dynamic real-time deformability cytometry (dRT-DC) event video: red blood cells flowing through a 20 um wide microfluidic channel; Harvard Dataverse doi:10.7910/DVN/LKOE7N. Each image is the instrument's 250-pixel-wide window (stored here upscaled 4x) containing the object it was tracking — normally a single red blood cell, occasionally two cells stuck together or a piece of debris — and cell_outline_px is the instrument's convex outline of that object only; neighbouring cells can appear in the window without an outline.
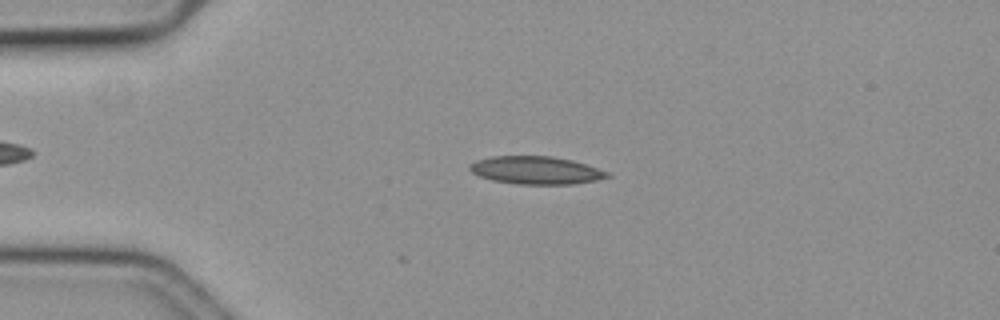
{"species": "common noctule bat (a hibernating species)", "species_latin": "Nyctalus noctula", "temperature_condition": "cold", "stored_images_in_passage": 13, "camera_frame_rate_fps": 3000, "um_per_image_px": 0.085, "animal": {"sex": "female", "body_mass_g": 19.3, "forearm_length_mm": 54.1}, "frame": {"image": 1, "passage_image": 1, "time_ms": 0.0, "image_size_px": [1000, 320], "cell_outline_px": [[612, 176], [596, 180], [572, 184], [520, 184], [492, 180], [480, 176], [472, 172], [468, 168], [468, 164], [476, 160], [492, 156], [552, 156], [572, 160], [608, 172]], "centroid_in_image_um": [45.52, 14.47], "position_along_channel_um": 39.5, "area_um2": 22.2}}
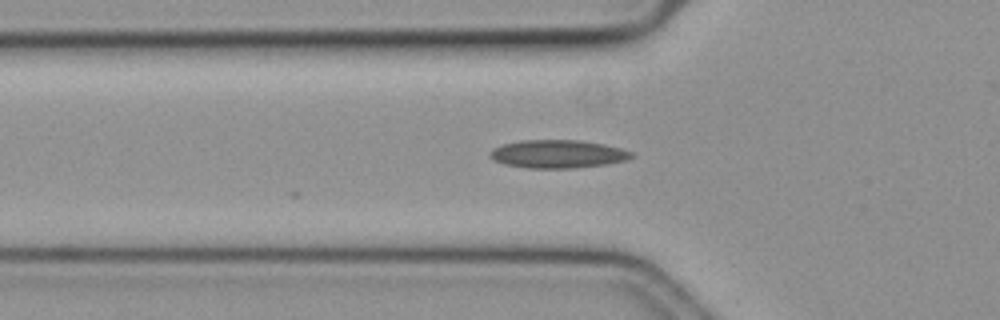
{"frame": {"image": 2, "passage_image": 7, "time_ms": 2.0, "image_size_px": [1000, 320], "cell_outline_px": [[636, 156], [624, 160], [608, 164], [576, 168], [528, 168], [504, 164], [492, 160], [488, 156], [488, 152], [492, 148], [504, 144], [520, 140], [580, 140], [604, 144], [620, 148], [632, 152]], "centroid_in_image_um": [47.38, 13.09], "position_along_channel_um": 78.4, "area_um2": 23.41}}
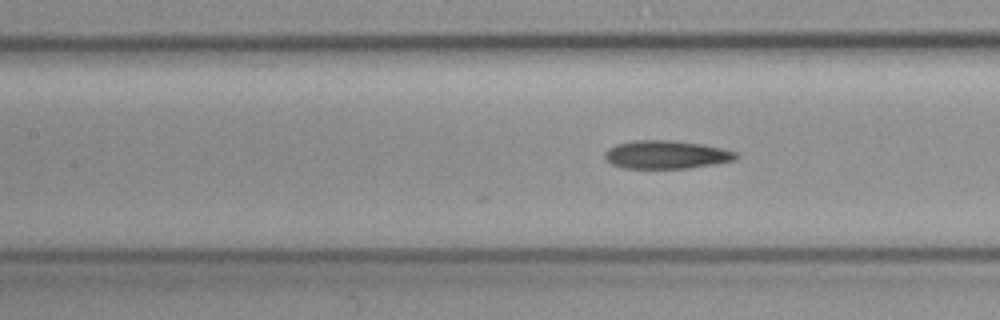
{"frame": {"image": 3, "passage_image": 13, "time_ms": 4.0, "image_size_px": [1000, 320], "cell_outline_px": [[740, 156], [736, 160], [716, 164], [688, 168], [624, 168], [612, 164], [604, 156], [604, 152], [608, 148], [616, 144], [636, 140], [672, 140], [700, 144], [720, 148], [736, 152]], "centroid_in_image_um": [56.64, 13.14], "position_along_channel_um": 150.8, "area_um2": 21.56}}